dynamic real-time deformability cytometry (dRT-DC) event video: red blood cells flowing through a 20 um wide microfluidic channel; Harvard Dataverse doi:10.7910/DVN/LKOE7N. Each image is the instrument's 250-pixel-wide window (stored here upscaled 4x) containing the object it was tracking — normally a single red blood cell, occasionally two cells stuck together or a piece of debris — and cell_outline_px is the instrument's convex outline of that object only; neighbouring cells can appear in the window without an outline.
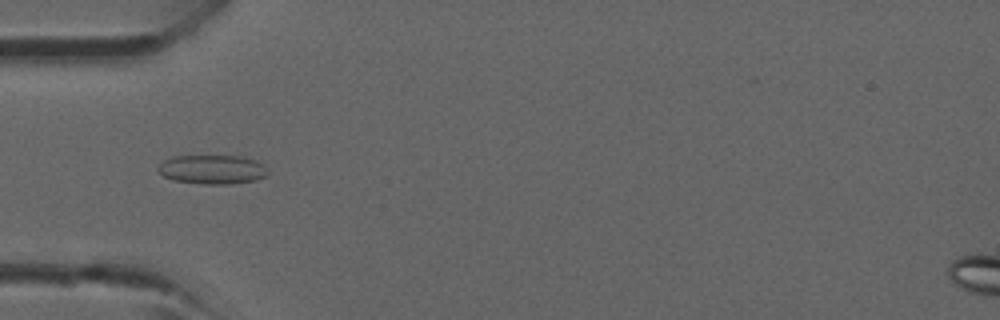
{"species": "common noctule bat (a hibernating species)", "species_latin": "Nyctalus noctula", "temperature_condition": "room temperature", "stored_images_in_passage": 3, "camera_frame_rate_fps": 3000, "um_per_image_px": 0.085, "animal": {"sex": "male", "forearm_length_mm": 52.5}, "frame": {"image": 1, "passage_image": 3, "time_ms": 2.333, "image_size_px": [1000, 320], "cell_outline_px": [[268, 172], [264, 176], [256, 180], [228, 184], [204, 184], [172, 180], [164, 176], [156, 168], [164, 160], [172, 156], [240, 156], [252, 160], [260, 164]], "centroid_in_image_um": [17.98, 14.41], "position_along_channel_um": 67.0, "area_um2": 18.32}}